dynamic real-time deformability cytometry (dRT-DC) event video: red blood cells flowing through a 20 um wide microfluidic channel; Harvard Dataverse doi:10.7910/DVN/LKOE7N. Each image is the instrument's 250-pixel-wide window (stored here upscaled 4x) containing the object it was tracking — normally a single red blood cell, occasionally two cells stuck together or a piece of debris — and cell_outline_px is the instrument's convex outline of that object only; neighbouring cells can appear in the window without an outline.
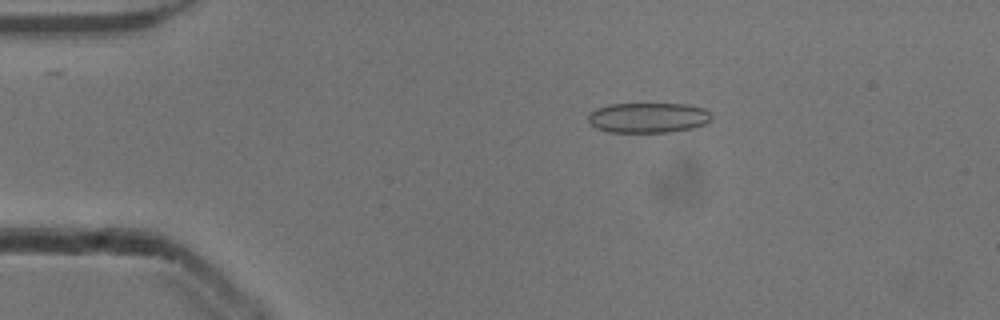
{"species": "common noctule bat (a hibernating species)", "species_latin": "Nyctalus noctula", "temperature_condition": "cold", "stored_images_in_passage": 52, "camera_frame_rate_fps": 3000, "um_per_image_px": 0.085, "animal": {"sex": "male", "body_mass_g": 13.3}, "frame": {"image": 1, "passage_image": 10, "time_ms": 3.0, "image_size_px": [1000, 320], "cell_outline_px": [[712, 116], [704, 124], [692, 128], [668, 132], [608, 132], [596, 128], [588, 120], [588, 112], [596, 108], [608, 104], [688, 104], [704, 108]], "centroid_in_image_um": [55.05, 10.0], "position_along_channel_um": 30.0, "area_um2": 21.68}}
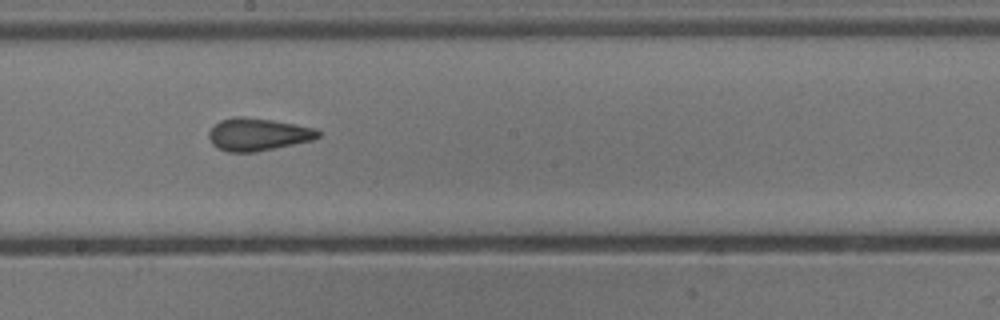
{"frame": {"image": 2, "passage_image": 29, "time_ms": 9.333, "image_size_px": [1000, 320], "cell_outline_px": [[320, 136], [312, 140], [256, 152], [228, 152], [216, 148], [212, 144], [208, 136], [208, 132], [220, 120], [232, 116], [244, 116], [272, 120], [316, 128], [320, 132]], "centroid_in_image_um": [21.89, 11.42], "position_along_channel_um": 226.3, "area_um2": 20.81}}
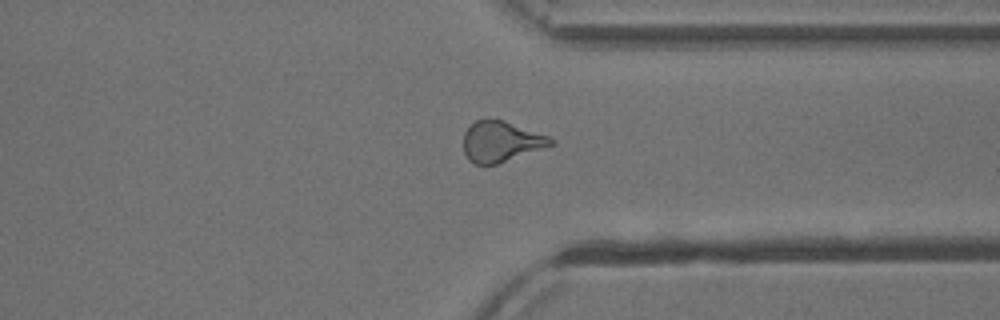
{"frame": {"image": 3, "passage_image": 40, "time_ms": 13.0, "image_size_px": [1000, 320], "cell_outline_px": [[556, 144], [496, 164], [476, 164], [468, 160], [464, 152], [464, 132], [476, 120], [500, 120], [548, 136], [556, 140]], "centroid_in_image_um": [42.59, 12.05], "position_along_channel_um": 368.8, "area_um2": 20.23}, "authors_computed_cell_mechanics": {"area_um2": 20.8369, "velocity_mm_per_s": 3.9259, "shape_relaxation_time_tau1_ms": 6.4579, "shape_relaxation_time_tau2_ms": 1.4834, "deformation_change_tau1": 0.1302, "deformation_change_tau2": 0.0786}}